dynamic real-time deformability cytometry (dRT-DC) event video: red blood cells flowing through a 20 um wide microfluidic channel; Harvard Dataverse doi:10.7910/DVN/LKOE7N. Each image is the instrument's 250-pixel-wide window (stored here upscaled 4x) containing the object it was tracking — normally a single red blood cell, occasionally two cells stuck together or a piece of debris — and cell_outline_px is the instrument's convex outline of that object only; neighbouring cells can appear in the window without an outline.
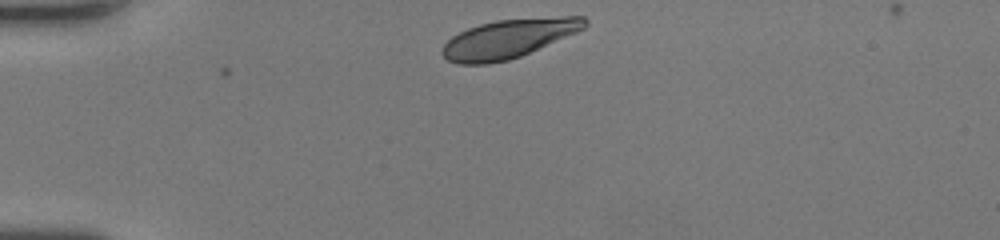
{"species": "human", "species_latin": "Homo sapiens", "temperature_condition": "room temperature", "stored_images_in_passage": 30, "camera_frame_rate_fps": 3000, "um_per_image_px": 0.085, "donor": {"sex": "female"}, "frame": {"image": 1, "passage_image": 1, "time_ms": 0.0, "image_size_px": [1000, 240], "cell_outline_px": [[588, 24], [584, 28], [576, 32], [520, 56], [508, 60], [488, 64], [456, 64], [448, 60], [440, 52], [444, 44], [452, 36], [468, 28], [480, 24], [496, 20], [560, 16], [584, 16], [588, 20]], "centroid_in_image_um": [43.21, 3.28], "position_along_channel_um": 41.8, "area_um2": 32.08}}
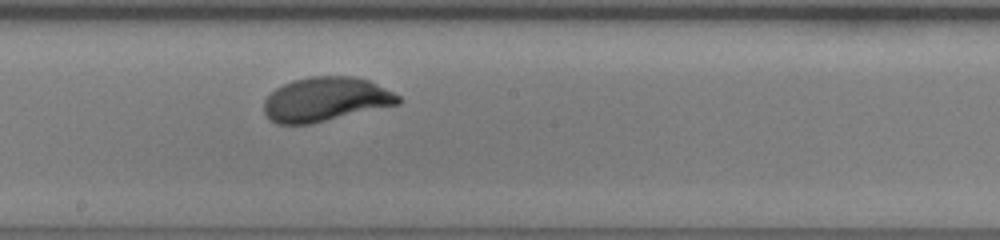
{"frame": {"image": 2, "passage_image": 17, "time_ms": 5.333, "image_size_px": [1000, 240], "cell_outline_px": [[404, 100], [400, 104], [312, 124], [276, 124], [268, 120], [264, 116], [264, 100], [276, 88], [292, 80], [308, 76], [352, 76], [368, 80], [400, 96]], "centroid_in_image_um": [27.66, 8.46], "position_along_channel_um": 220.5, "area_um2": 34.91}}
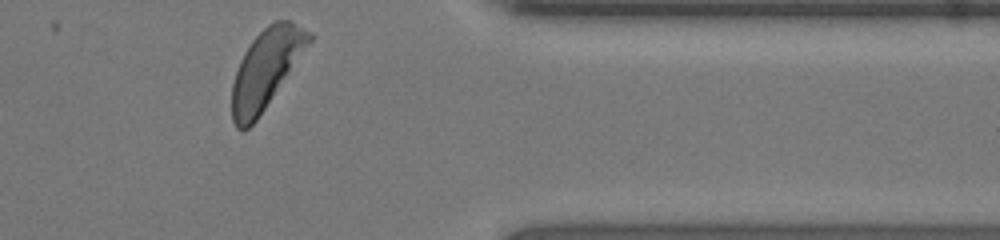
{"frame": {"image": 3, "passage_image": 30, "time_ms": 9.667, "image_size_px": [1000, 240], "cell_outline_px": [[312, 40], [256, 120], [248, 128], [236, 128], [232, 120], [232, 84], [240, 60], [244, 52], [252, 40], [268, 24], [276, 20], [288, 20], [312, 32]], "centroid_in_image_um": [22.6, 5.83], "position_along_channel_um": 388.8, "area_um2": 34.56}, "authors_computed_cell_mechanics": {"area_um2": 34.2465, "velocity_mm_per_s": 4.1592, "shape_relaxation_time_tau1_ms": 2.5617, "shape_relaxation_time_tau2_ms": null, "deformation_change_tau1": 0.1663, "deformation_change_tau2": null}}